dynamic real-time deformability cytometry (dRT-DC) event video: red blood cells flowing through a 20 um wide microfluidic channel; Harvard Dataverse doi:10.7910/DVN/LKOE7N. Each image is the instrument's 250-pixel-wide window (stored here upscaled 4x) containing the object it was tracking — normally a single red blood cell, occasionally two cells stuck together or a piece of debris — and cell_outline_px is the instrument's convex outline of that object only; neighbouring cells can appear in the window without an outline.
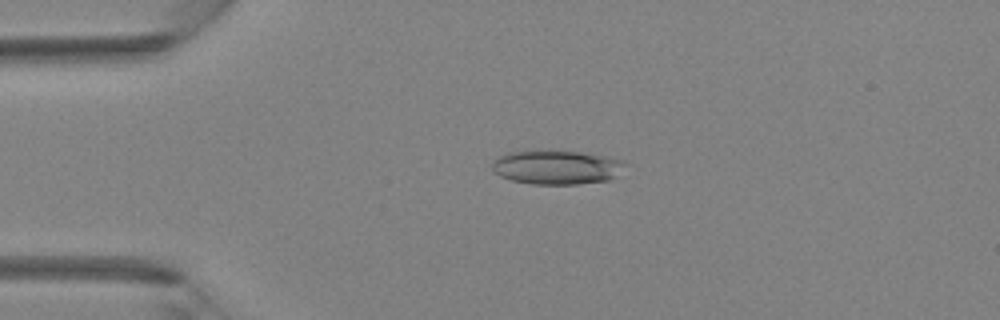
{"species": "Egyptian fruit bat (a non-hibernating species)", "species_latin": "Rousettus aegyptiacus", "temperature_condition": "room temperature", "stored_images_in_passage": 3, "camera_frame_rate_fps": 3000, "um_per_image_px": 0.085, "animal": {"sex": "female"}, "frame": {"image": 1, "passage_image": 2, "time_ms": 1.333, "image_size_px": [1000, 320], "cell_outline_px": [[628, 164], [608, 180], [576, 184], [532, 184], [512, 180], [500, 176], [492, 172], [492, 160], [496, 156], [508, 152], [536, 148], [552, 148], [580, 152], [604, 156], [624, 160]], "centroid_in_image_um": [47.22, 14.16], "position_along_channel_um": 37.8, "area_um2": 27.28}}